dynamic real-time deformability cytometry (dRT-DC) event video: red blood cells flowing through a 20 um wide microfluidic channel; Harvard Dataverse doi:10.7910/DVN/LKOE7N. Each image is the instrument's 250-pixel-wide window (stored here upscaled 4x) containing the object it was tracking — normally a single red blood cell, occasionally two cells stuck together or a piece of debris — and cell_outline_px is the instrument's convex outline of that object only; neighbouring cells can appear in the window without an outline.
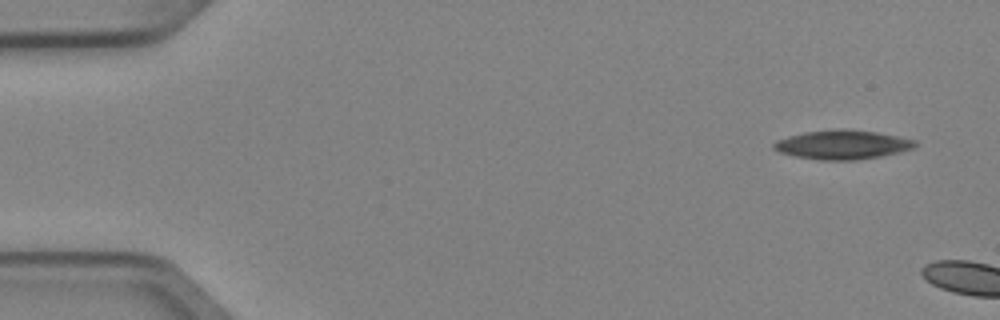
{"species": "Egyptian fruit bat (a non-hibernating species)", "species_latin": "Rousettus aegyptiacus", "temperature_condition": "cold", "stored_images_in_passage": 2, "camera_frame_rate_fps": 3000, "um_per_image_px": 0.085, "animal": {"sex": "female"}, "frame": {"image": 1, "passage_image": 1, "time_ms": 0.0, "image_size_px": [1000, 320], "cell_outline_px": [[916, 148], [900, 152], [880, 156], [856, 160], [820, 160], [796, 156], [780, 152], [772, 148], [772, 144], [776, 140], [788, 136], [804, 132], [876, 132], [916, 140]], "centroid_in_image_um": [71.61, 12.35], "position_along_channel_um": 13.4, "area_um2": 22.95}}